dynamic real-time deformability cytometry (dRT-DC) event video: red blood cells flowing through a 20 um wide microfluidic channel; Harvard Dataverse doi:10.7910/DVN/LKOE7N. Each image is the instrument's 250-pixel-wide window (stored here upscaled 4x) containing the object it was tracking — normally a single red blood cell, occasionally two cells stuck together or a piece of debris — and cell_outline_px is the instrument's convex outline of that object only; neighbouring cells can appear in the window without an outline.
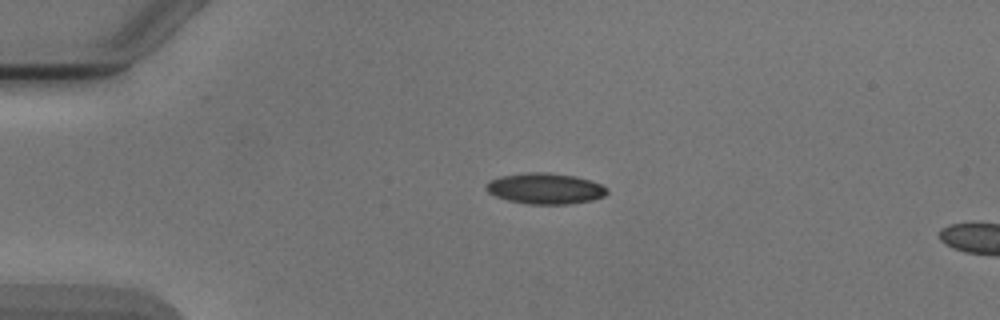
{"species": "Egyptian fruit bat (a non-hibernating species)", "species_latin": "Rousettus aegyptiacus", "temperature_condition": "cold", "stored_images_in_passage": 5, "camera_frame_rate_fps": 3000, "um_per_image_px": 0.085, "animal": {"sex": "male"}, "frame": {"image": 1, "passage_image": 4, "time_ms": 3.667, "image_size_px": [1000, 320], "cell_outline_px": [[608, 192], [604, 196], [592, 200], [568, 204], [528, 204], [508, 200], [496, 196], [488, 192], [484, 188], [484, 184], [488, 180], [500, 176], [524, 172], [548, 172], [576, 176], [600, 184], [608, 188]], "centroid_in_image_um": [46.3, 16.01], "position_along_channel_um": 38.7, "area_um2": 21.96}}